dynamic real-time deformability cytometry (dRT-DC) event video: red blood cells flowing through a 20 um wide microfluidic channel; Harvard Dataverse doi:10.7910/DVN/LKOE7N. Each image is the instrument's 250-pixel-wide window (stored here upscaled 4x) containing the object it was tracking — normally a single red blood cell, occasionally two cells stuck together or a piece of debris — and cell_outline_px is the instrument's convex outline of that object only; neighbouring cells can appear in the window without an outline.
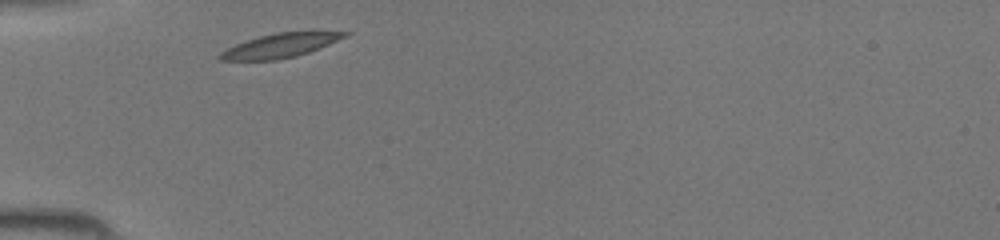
{"species": "common noctule bat (a hibernating species)", "species_latin": "Nyctalus noctula", "temperature_condition": "room temperature", "stored_images_in_passage": 25, "camera_frame_rate_fps": 3000, "um_per_image_px": 0.085, "animal": {"sex": "female", "body_mass_g": 19.5, "forearm_length_mm": 54.1}, "frame": {"image": 1, "passage_image": 1, "time_ms": 0.0, "image_size_px": [1000, 240], "cell_outline_px": [[352, 32], [348, 36], [320, 48], [296, 56], [276, 60], [220, 60], [216, 56], [220, 52], [244, 40], [276, 32]], "centroid_in_image_um": [23.79, 3.87], "position_along_channel_um": 61.2, "area_um2": 17.4}}
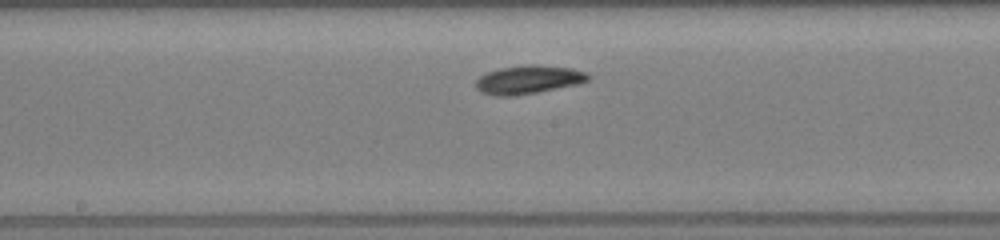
{"frame": {"image": 2, "passage_image": 11, "time_ms": 3.333, "image_size_px": [1000, 240], "cell_outline_px": [[592, 76], [588, 80], [576, 84], [536, 92], [508, 96], [496, 96], [480, 92], [476, 88], [476, 80], [480, 76], [488, 72], [500, 68], [528, 64], [532, 64], [572, 68], [588, 72]], "centroid_in_image_um": [44.92, 6.75], "position_along_channel_um": 203.3, "area_um2": 18.5}}
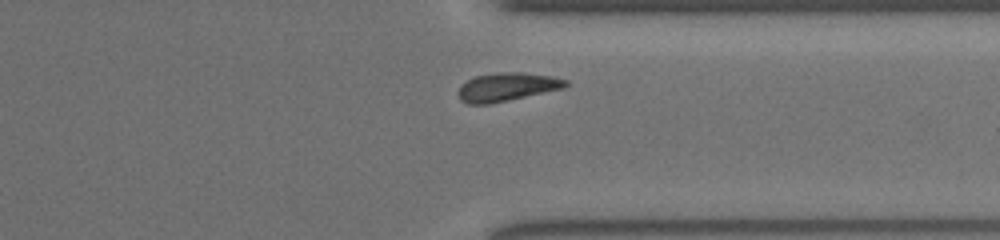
{"frame": {"image": 3, "passage_image": 22, "time_ms": 7.0, "image_size_px": [1000, 240], "cell_outline_px": [[568, 84], [564, 88], [488, 104], [468, 104], [460, 100], [456, 92], [460, 84], [476, 76], [500, 72], [520, 72], [552, 76], [568, 80]], "centroid_in_image_um": [43.05, 7.39], "position_along_channel_um": 368.3, "area_um2": 17.74}}